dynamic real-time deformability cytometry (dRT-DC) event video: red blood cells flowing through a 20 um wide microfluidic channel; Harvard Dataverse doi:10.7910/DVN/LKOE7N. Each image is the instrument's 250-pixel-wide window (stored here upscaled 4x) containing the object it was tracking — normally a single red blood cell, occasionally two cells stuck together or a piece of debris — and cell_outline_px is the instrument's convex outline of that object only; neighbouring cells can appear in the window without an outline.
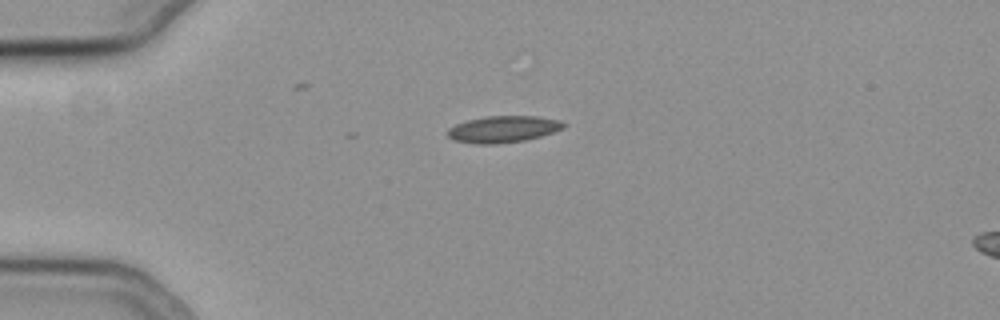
{"species": "common noctule bat (a hibernating species)", "species_latin": "Nyctalus noctula", "temperature_condition": "cold", "stored_images_in_passage": 42, "camera_frame_rate_fps": 3000, "um_per_image_px": 0.085, "animal": {"sex": "female", "body_mass_g": 19.3, "forearm_length_mm": 54.1}, "frame": {"image": 1, "passage_image": 1, "time_ms": 0.0, "image_size_px": [1000, 320], "cell_outline_px": [[568, 124], [564, 128], [540, 136], [524, 140], [492, 144], [476, 144], [452, 140], [448, 136], [448, 128], [456, 124], [468, 120], [488, 116], [536, 116], [560, 120]], "centroid_in_image_um": [42.77, 10.98], "position_along_channel_um": 42.2, "area_um2": 17.92}}
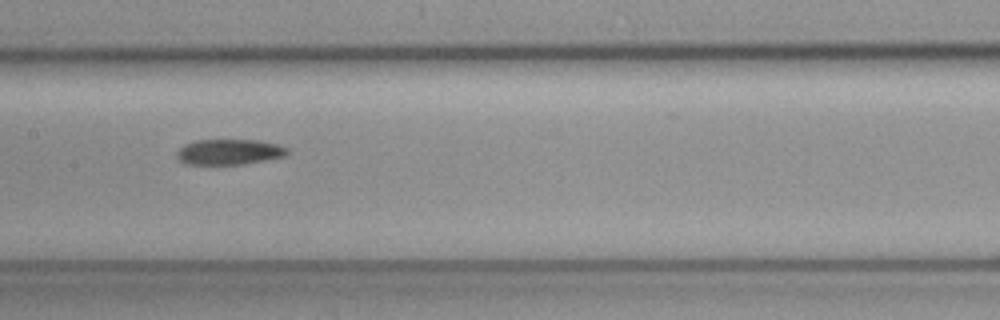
{"frame": {"image": 2, "passage_image": 15, "time_ms": 4.667, "image_size_px": [1000, 320], "cell_outline_px": [[288, 152], [284, 156], [244, 164], [188, 164], [180, 160], [176, 156], [176, 152], [184, 144], [196, 140], [256, 140], [276, 144], [288, 148]], "centroid_in_image_um": [19.46, 12.91], "position_along_channel_um": 187.9, "area_um2": 16.24}}
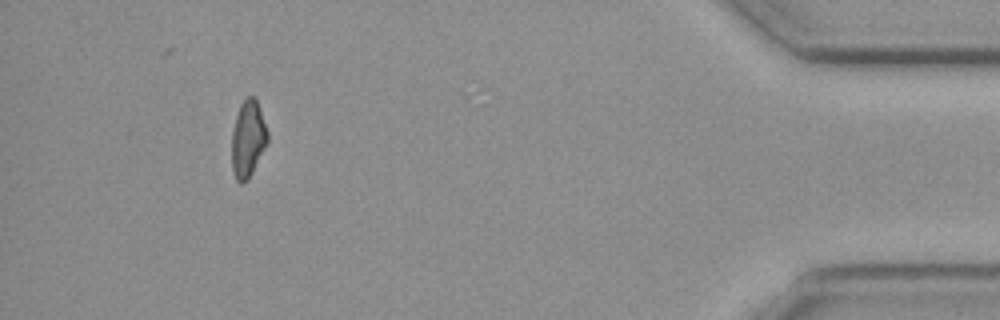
{"frame": {"image": 3, "passage_image": 38, "time_ms": 12.333, "image_size_px": [1000, 320], "cell_outline_px": [[268, 140], [248, 180], [244, 184], [240, 184], [236, 180], [232, 172], [232, 132], [236, 116], [240, 104], [248, 96], [256, 96], [268, 132]], "centroid_in_image_um": [21.07, 11.81], "position_along_channel_um": 414.1, "area_um2": 16.07}}